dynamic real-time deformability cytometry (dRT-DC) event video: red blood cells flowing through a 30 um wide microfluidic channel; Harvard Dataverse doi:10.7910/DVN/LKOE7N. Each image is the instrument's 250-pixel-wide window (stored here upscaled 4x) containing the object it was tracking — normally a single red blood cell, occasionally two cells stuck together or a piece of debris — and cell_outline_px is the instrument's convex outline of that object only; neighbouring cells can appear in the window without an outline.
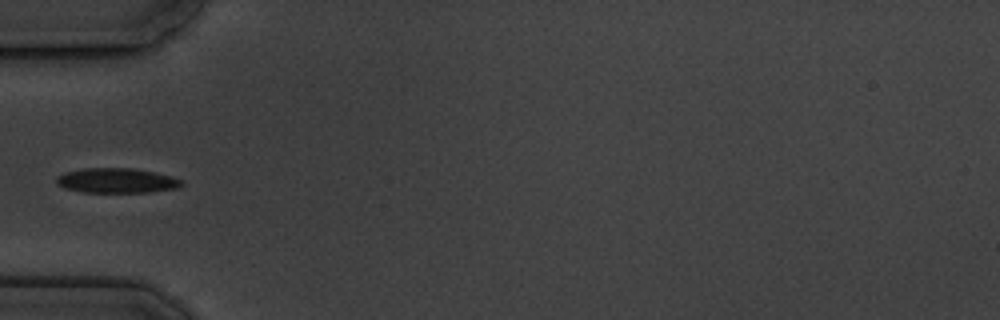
{"species": "common noctule bat (a hibernating species)", "species_latin": "Nyctalus noctula", "temperature_condition": "cold", "stored_images_in_passage": 6, "camera_frame_rate_fps": 3000, "um_per_image_px": 0.085, "animal": {"sex": "male", "body_mass_g": 19.5, "forearm_length_mm": 54.6}, "frame": {"image": 1, "passage_image": 6, "time_ms": 6.667, "image_size_px": [1000, 320], "cell_outline_px": [[184, 184], [180, 188], [148, 192], [80, 192], [64, 188], [56, 184], [56, 176], [64, 172], [84, 168], [132, 168], [172, 176], [180, 180]], "centroid_in_image_um": [9.88, 15.35], "position_along_channel_um": 75.1, "area_um2": 18.21}}